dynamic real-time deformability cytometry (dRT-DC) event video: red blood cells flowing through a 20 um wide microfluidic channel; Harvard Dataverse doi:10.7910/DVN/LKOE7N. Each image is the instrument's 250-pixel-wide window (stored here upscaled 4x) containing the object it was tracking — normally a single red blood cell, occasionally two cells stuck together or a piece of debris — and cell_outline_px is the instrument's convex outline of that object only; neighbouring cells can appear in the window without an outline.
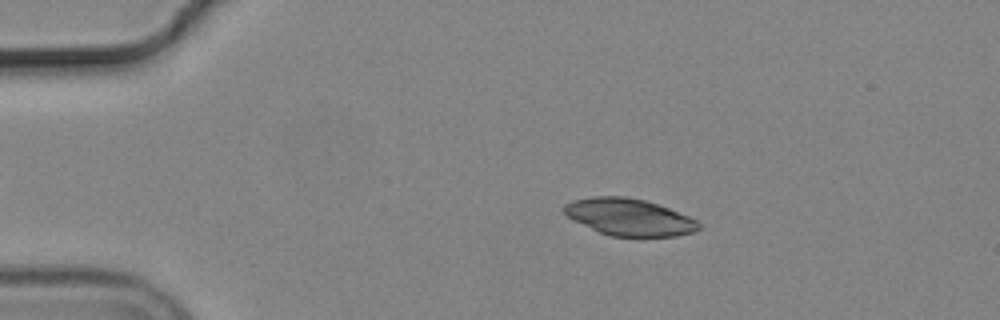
{"species": "common noctule bat (a hibernating species)", "species_latin": "Nyctalus noctula", "temperature_condition": "cold", "stored_images_in_passage": 46, "camera_frame_rate_fps": 3000, "um_per_image_px": 0.085, "animal": {"sex": "male", "body_mass_g": 19.2, "forearm_length_mm": 51.8}, "frame": {"image": 1, "passage_image": 2, "time_ms": 0.333, "image_size_px": [1000, 320], "cell_outline_px": [[700, 228], [696, 232], [676, 236], [612, 236], [600, 232], [568, 216], [564, 212], [564, 204], [572, 200], [592, 196], [624, 196], [644, 200], [668, 208], [688, 216], [696, 220], [700, 224]], "centroid_in_image_um": [53.51, 18.45], "position_along_channel_um": 31.5, "area_um2": 28.61}}